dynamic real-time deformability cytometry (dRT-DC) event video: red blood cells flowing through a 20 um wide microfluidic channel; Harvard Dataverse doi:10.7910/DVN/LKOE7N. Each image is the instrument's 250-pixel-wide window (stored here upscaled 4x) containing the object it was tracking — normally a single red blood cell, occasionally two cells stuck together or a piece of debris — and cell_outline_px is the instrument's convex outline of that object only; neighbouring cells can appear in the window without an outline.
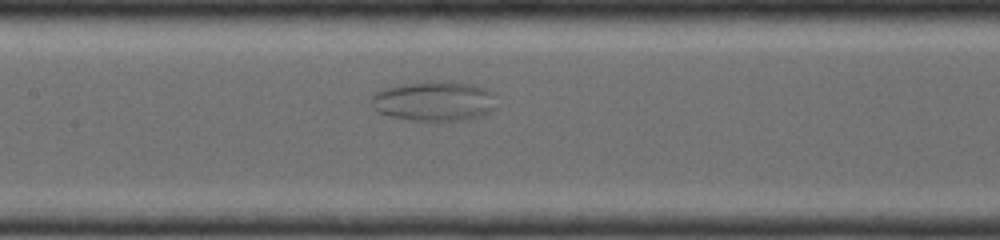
{"species": "common noctule bat (a hibernating species)", "species_latin": "Nyctalus noctula", "temperature_condition": "room temperature", "stored_images_in_passage": 48, "camera_frame_rate_fps": 4000, "um_per_image_px": 0.085, "animal": {"sex": "female", "body_mass_g": 19.0, "forearm_length_mm": 56.7}, "frame": {"image": 1, "passage_image": 21, "time_ms": 5.0, "image_size_px": [1000, 240], "cell_outline_px": [[496, 108], [492, 112], [484, 116], [464, 120], [408, 120], [388, 116], [376, 112], [372, 108], [372, 92], [384, 88], [404, 84], [428, 80], [448, 80], [472, 84], [496, 92]], "centroid_in_image_um": [36.94, 8.58], "position_along_channel_um": 170.5, "area_um2": 30.0}}
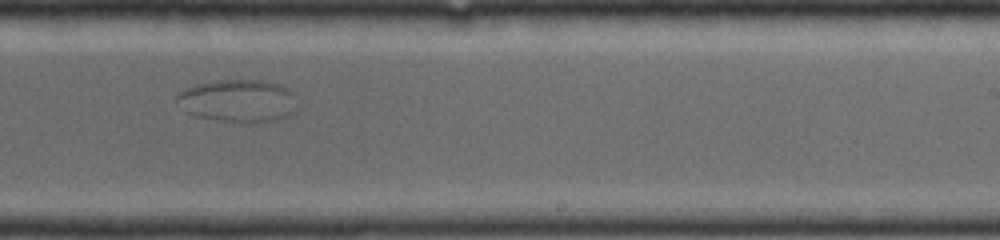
{"frame": {"image": 2, "passage_image": 30, "time_ms": 7.25, "image_size_px": [1000, 240], "cell_outline_px": [[300, 108], [296, 112], [280, 120], [252, 124], [244, 124], [192, 116], [184, 112], [176, 100], [176, 96], [184, 88], [196, 84], [220, 80], [260, 80], [276, 84], [292, 92]], "centroid_in_image_um": [20.25, 8.61], "position_along_channel_um": 268.8, "area_um2": 30.69}}
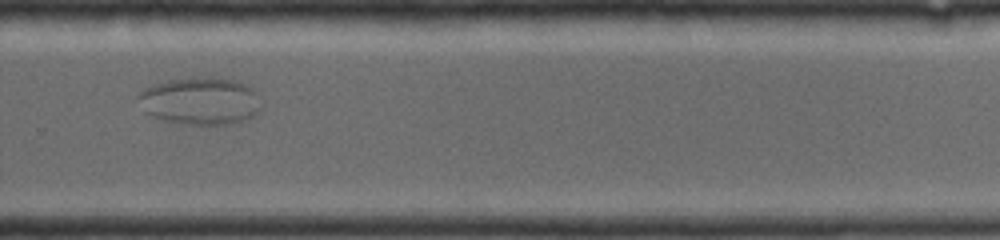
{"frame": {"image": 3, "passage_image": 34, "time_ms": 8.25, "image_size_px": [1000, 240], "cell_outline_px": [[260, 112], [252, 116], [232, 124], [184, 124], [164, 120], [152, 116], [144, 112], [136, 96], [144, 88], [152, 84], [172, 80], [208, 76], [232, 80], [244, 84], [252, 88], [256, 92], [260, 108]], "centroid_in_image_um": [16.99, 8.58], "position_along_channel_um": 312.8, "area_um2": 33.87}}